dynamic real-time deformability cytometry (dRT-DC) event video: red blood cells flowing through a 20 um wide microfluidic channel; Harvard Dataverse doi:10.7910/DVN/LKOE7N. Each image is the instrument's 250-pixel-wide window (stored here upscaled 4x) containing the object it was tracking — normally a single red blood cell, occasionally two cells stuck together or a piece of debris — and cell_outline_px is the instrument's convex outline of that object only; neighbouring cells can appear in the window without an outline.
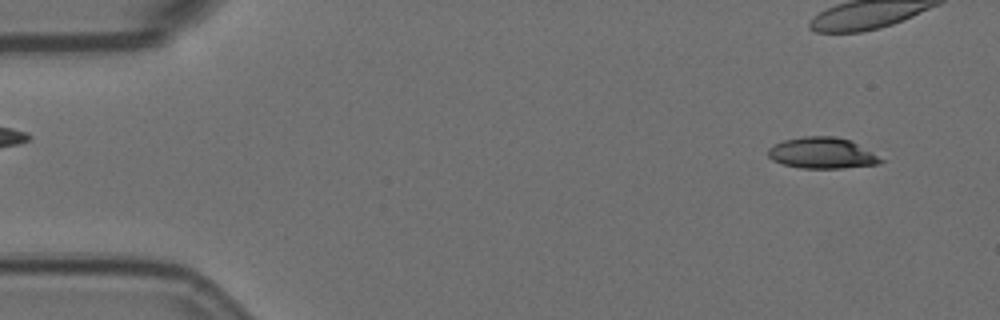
{"species": "Egyptian fruit bat (a non-hibernating species)", "species_latin": "Rousettus aegyptiacus", "temperature_condition": "room temperature", "stored_images_in_passage": 3, "camera_frame_rate_fps": 3000, "um_per_image_px": 0.085, "animal": {"sex": "female"}, "frame": {"image": 1, "passage_image": 1, "time_ms": 0.0, "image_size_px": [1000, 320], "cell_outline_px": [[884, 160], [880, 164], [844, 168], [800, 168], [784, 164], [772, 160], [768, 156], [768, 148], [784, 140], [804, 136], [836, 136], [852, 140], [872, 152]], "centroid_in_image_um": [69.9, 13.01], "position_along_channel_um": 15.1, "area_um2": 20.46}}